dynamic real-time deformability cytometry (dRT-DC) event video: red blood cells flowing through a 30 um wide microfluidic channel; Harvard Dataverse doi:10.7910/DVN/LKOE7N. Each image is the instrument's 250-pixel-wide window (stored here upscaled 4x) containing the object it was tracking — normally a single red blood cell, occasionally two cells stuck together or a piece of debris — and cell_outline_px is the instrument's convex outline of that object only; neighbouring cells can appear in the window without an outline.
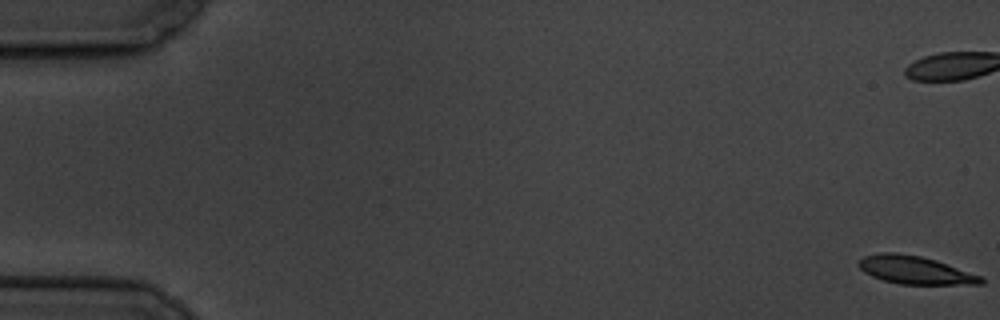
{"species": "common noctule bat (a hibernating species)", "species_latin": "Nyctalus noctula", "temperature_condition": "cold", "stored_images_in_passage": 6, "camera_frame_rate_fps": 3000, "um_per_image_px": 0.085, "animal": {"sex": "male", "body_mass_g": 19.5, "forearm_length_mm": 54.6}, "frame": {"image": 1, "passage_image": 1, "time_ms": 0.0, "image_size_px": [1000, 320], "cell_outline_px": [[984, 284], [900, 284], [884, 280], [872, 276], [864, 272], [856, 264], [864, 256], [880, 252], [896, 252], [920, 256], [936, 260], [984, 276]], "centroid_in_image_um": [77.81, 22.95], "position_along_channel_um": 7.2, "area_um2": 20.06}}